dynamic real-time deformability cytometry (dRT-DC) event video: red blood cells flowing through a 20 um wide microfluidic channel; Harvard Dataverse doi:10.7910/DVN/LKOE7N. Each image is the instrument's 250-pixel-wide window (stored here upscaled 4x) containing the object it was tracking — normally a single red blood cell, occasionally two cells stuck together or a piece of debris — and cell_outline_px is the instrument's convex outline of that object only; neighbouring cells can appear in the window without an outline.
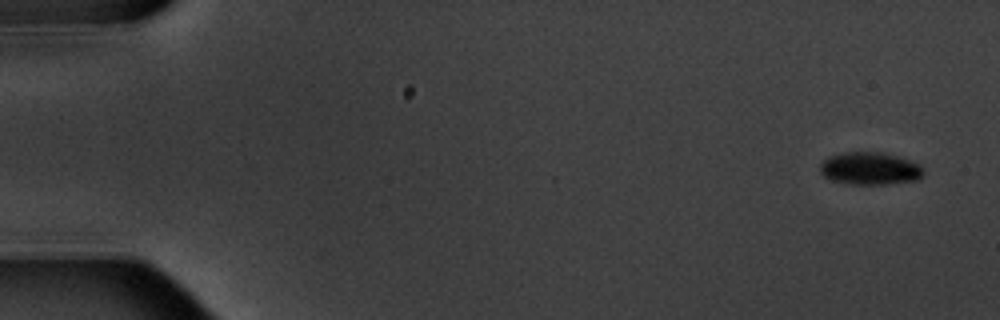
{"species": "common noctule bat (a hibernating species)", "species_latin": "Nyctalus noctula", "temperature_condition": "warm", "stored_images_in_passage": 7, "camera_frame_rate_fps": 3000, "um_per_image_px": 0.085, "animal": {"sex": "male", "body_mass_g": 20.1, "forearm_length_mm": 53.5}, "frame": {"image": 1, "passage_image": 1, "time_ms": 0.0, "image_size_px": [1000, 320], "cell_outline_px": [[924, 176], [916, 180], [884, 184], [852, 184], [832, 180], [824, 176], [820, 172], [820, 164], [828, 156], [844, 152], [884, 152], [920, 164], [924, 168]], "centroid_in_image_um": [73.96, 14.31], "position_along_channel_um": 11.0, "area_um2": 19.65}}
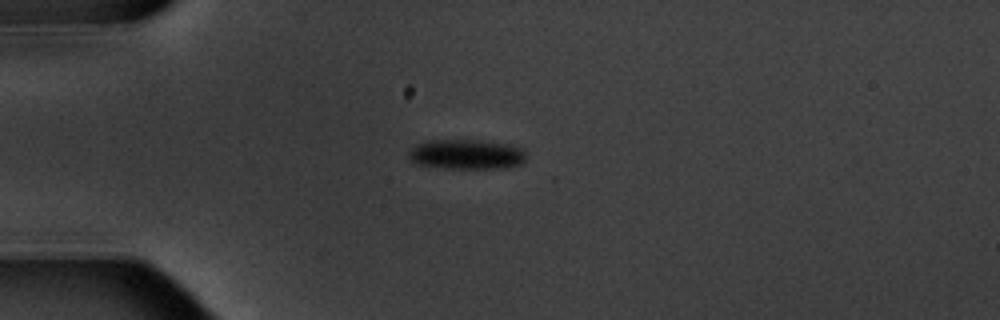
{"frame": {"image": 2, "passage_image": 4, "time_ms": 4.333, "image_size_px": [1000, 320], "cell_outline_px": [[524, 160], [520, 164], [504, 168], [440, 168], [416, 164], [408, 156], [408, 152], [416, 144], [428, 140], [476, 140], [516, 144], [524, 148]], "centroid_in_image_um": [39.66, 13.11], "position_along_channel_um": 45.3, "area_um2": 20.69}}